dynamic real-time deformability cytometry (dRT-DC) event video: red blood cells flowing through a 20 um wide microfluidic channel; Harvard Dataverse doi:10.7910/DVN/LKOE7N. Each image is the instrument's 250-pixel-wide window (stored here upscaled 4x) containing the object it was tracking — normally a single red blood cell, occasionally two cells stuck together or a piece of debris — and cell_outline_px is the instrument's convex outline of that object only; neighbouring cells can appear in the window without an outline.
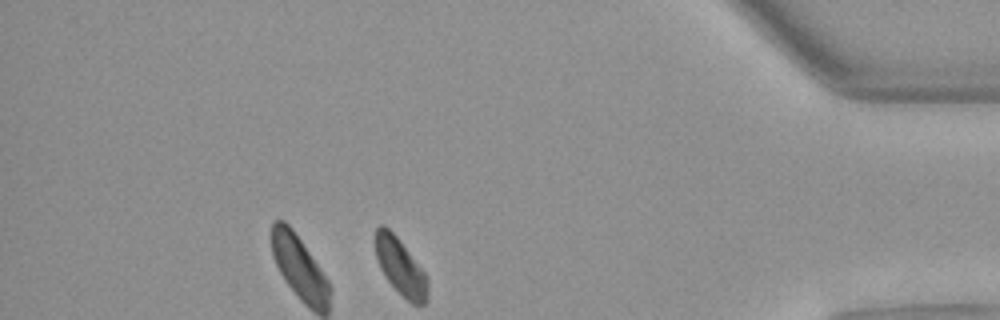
{"species": "Egyptian fruit bat (a non-hibernating species)", "species_latin": "Rousettus aegyptiacus", "temperature_condition": "warm", "stored_images_in_passage": 30, "camera_frame_rate_fps": 3000, "um_per_image_px": 0.085, "animal": {"sex": "female"}, "frame": {"image": 1, "passage_image": 30, "time_ms": 9.667, "image_size_px": [1000, 320], "cell_outline_px": [[428, 300], [424, 304], [412, 304], [388, 280], [380, 268], [376, 256], [376, 228], [380, 224], [384, 224], [396, 236], [428, 276]], "centroid_in_image_um": [34.07, 22.68], "position_along_channel_um": 401.1, "area_um2": 16.99}, "authors_computed_cell_mechanics": {"area_um2": 19.2185, "velocity_mm_per_s": 3.9303, "shape_relaxation_time_tau1_ms": 4.9257, "shape_relaxation_time_tau2_ms": null, "deformation_change_tau1": 0.1163, "deformation_change_tau2": null}}